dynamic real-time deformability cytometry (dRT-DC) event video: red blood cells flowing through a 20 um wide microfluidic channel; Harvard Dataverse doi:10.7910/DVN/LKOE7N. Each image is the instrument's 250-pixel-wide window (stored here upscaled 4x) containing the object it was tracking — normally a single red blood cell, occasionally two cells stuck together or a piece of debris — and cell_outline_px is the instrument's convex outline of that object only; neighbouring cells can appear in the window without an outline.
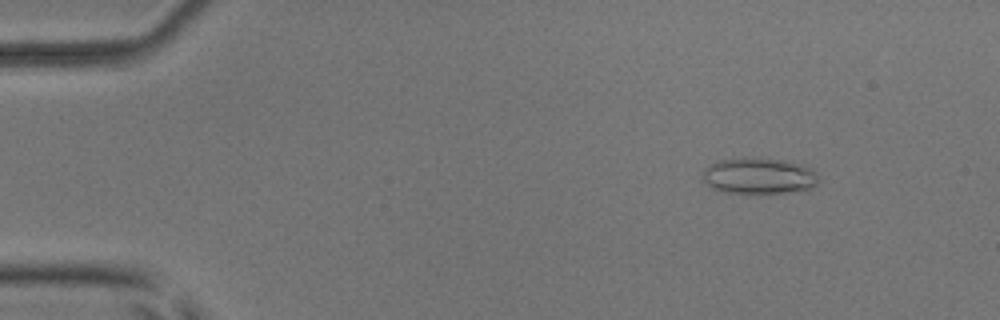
{"species": "common noctule bat (a hibernating species)", "species_latin": "Nyctalus noctula", "temperature_condition": "room temperature", "stored_images_in_passage": 7, "camera_frame_rate_fps": 3000, "um_per_image_px": 0.085, "animal": {"sex": "male", "body_mass_g": 17.9, "forearm_length_mm": 54.2}, "frame": {"image": 1, "passage_image": 2, "time_ms": 1.333, "image_size_px": [1000, 320], "cell_outline_px": [[820, 180], [816, 184], [808, 188], [784, 192], [720, 192], [712, 188], [704, 180], [704, 168], [708, 164], [716, 160], [744, 156], [760, 156], [784, 160], [804, 164], [812, 168], [816, 172]], "centroid_in_image_um": [64.49, 14.89], "position_along_channel_um": 20.5, "area_um2": 24.8}}
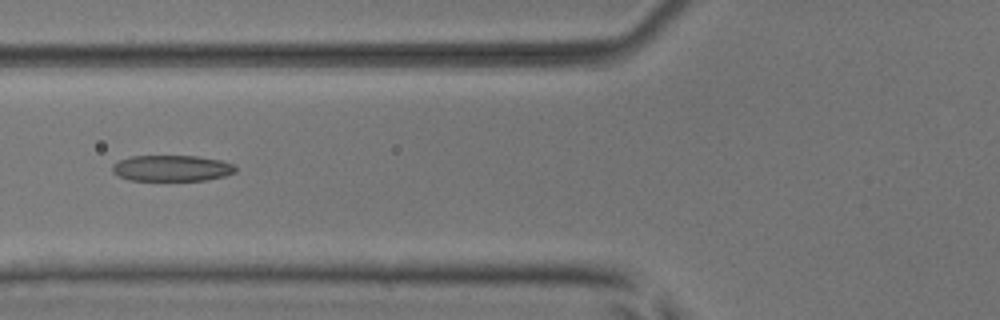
{"frame": {"image": 2, "passage_image": 6, "time_ms": 6.0, "image_size_px": [1000, 320], "cell_outline_px": [[236, 172], [224, 176], [204, 180], [128, 180], [112, 172], [112, 164], [120, 160], [132, 156], [196, 156], [220, 160], [232, 164], [236, 168]], "centroid_in_image_um": [14.58, 14.29], "position_along_channel_um": 111.2, "area_um2": 18.55}}
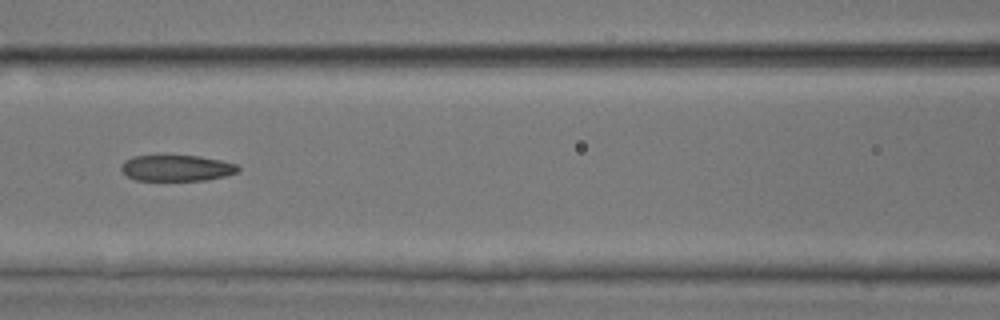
{"frame": {"image": 3, "passage_image": 7, "time_ms": 7.0, "image_size_px": [1000, 320], "cell_outline_px": [[240, 168], [236, 172], [224, 176], [204, 180], [136, 180], [128, 176], [120, 168], [120, 164], [124, 160], [132, 156], [200, 156], [220, 160], [236, 164]], "centroid_in_image_um": [14.98, 14.28], "position_along_channel_um": 151.6, "area_um2": 17.57}}